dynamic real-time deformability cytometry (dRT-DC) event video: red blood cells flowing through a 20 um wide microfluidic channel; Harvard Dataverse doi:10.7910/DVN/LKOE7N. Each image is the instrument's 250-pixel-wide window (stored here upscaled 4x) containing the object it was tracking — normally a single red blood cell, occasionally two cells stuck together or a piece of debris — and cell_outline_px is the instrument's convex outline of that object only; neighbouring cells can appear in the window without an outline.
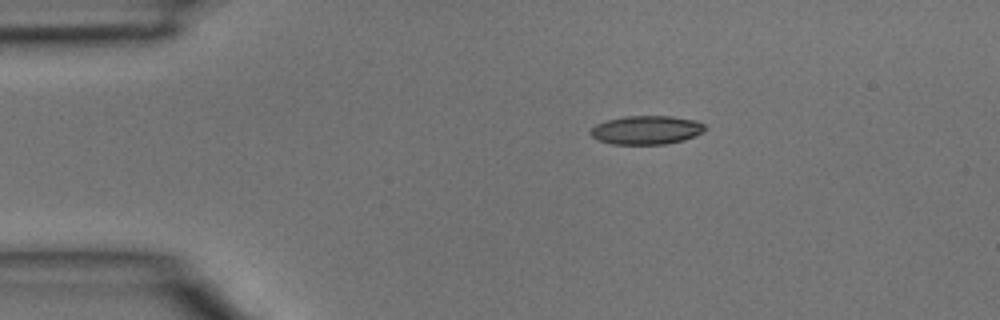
{"species": "common noctule bat (a hibernating species)", "species_latin": "Nyctalus noctula", "temperature_condition": "room temperature", "stored_images_in_passage": 3, "camera_frame_rate_fps": 3000, "um_per_image_px": 0.085, "animal": {"sex": "male", "body_mass_g": 15.6}, "frame": {"image": 1, "passage_image": 1, "time_ms": 0.0, "image_size_px": [1000, 320], "cell_outline_px": [[704, 132], [684, 140], [664, 144], [612, 144], [596, 140], [588, 132], [596, 124], [608, 120], [624, 116], [672, 116], [696, 120], [704, 124]], "centroid_in_image_um": [54.93, 11.05], "position_along_channel_um": 30.1, "area_um2": 19.19}}
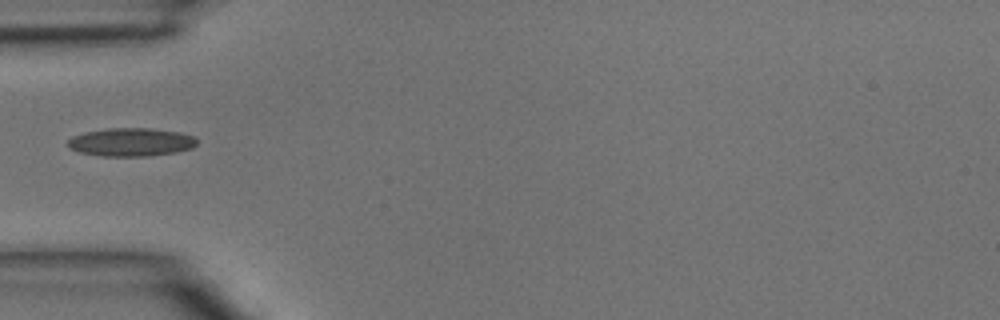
{"frame": {"image": 2, "passage_image": 3, "time_ms": 0.667, "image_size_px": [1000, 320], "cell_outline_px": [[196, 144], [192, 148], [176, 152], [148, 156], [104, 156], [80, 152], [68, 148], [68, 140], [72, 136], [84, 132], [108, 128], [152, 128], [180, 132], [192, 136], [196, 140]], "centroid_in_image_um": [11.12, 12.07], "position_along_channel_um": 73.9, "area_um2": 21.27}}